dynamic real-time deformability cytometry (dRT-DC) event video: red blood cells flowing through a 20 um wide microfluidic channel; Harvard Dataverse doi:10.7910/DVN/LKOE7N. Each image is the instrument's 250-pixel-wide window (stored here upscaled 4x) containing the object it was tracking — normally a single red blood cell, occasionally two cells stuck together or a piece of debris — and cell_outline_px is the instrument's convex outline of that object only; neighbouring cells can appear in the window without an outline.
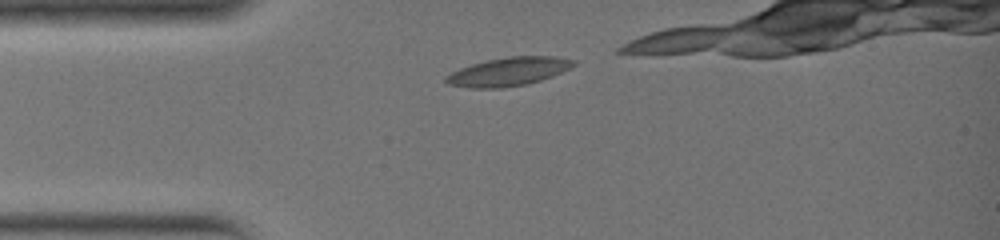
{"species": "common noctule bat (a hibernating species)", "species_latin": "Nyctalus noctula", "temperature_condition": "warm", "stored_images_in_passage": 8, "camera_frame_rate_fps": 3000, "um_per_image_px": 0.085, "animal": {"sex": "female", "body_mass_g": 19.0, "forearm_length_mm": 51.5}, "frame": {"image": 1, "passage_image": 1, "time_ms": 0.0, "image_size_px": [1000, 240], "cell_outline_px": [[576, 64], [552, 76], [528, 84], [500, 88], [468, 88], [448, 84], [444, 80], [444, 76], [460, 68], [472, 64], [488, 60], [508, 56], [556, 56], [576, 60]], "centroid_in_image_um": [43.2, 6.09], "position_along_channel_um": 41.8, "area_um2": 21.15}}
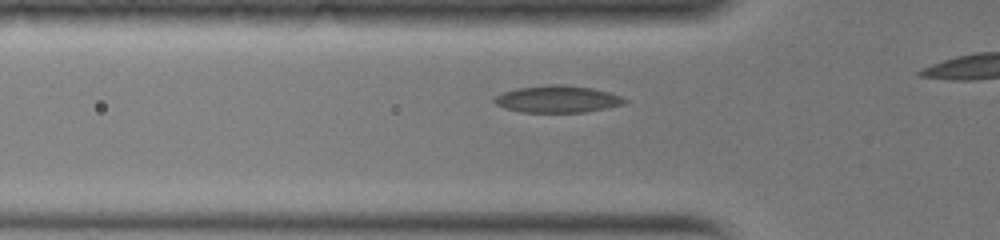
{"frame": {"image": 2, "passage_image": 4, "time_ms": 1.0, "image_size_px": [1000, 240], "cell_outline_px": [[628, 100], [624, 104], [584, 112], [520, 112], [504, 108], [496, 104], [492, 100], [492, 96], [516, 88], [552, 84], [560, 84], [592, 88], [608, 92], [620, 96]], "centroid_in_image_um": [47.33, 8.42], "position_along_channel_um": 78.5, "area_um2": 20.46}}
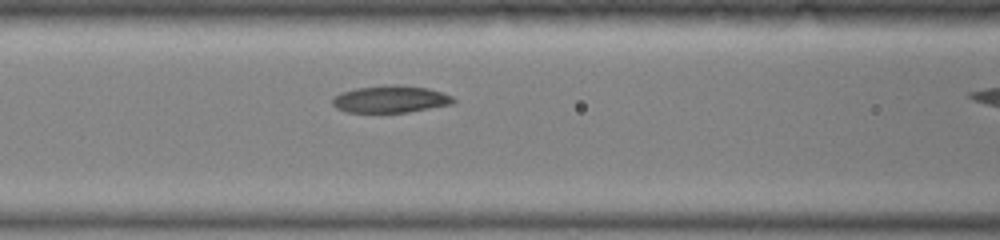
{"frame": {"image": 3, "passage_image": 7, "time_ms": 2.0, "image_size_px": [1000, 240], "cell_outline_px": [[456, 100], [452, 104], [408, 112], [344, 112], [336, 108], [332, 104], [332, 96], [340, 92], [356, 88], [388, 84], [400, 84], [428, 88], [452, 96]], "centroid_in_image_um": [33.15, 8.42], "position_along_channel_um": 133.5, "area_um2": 19.31}}